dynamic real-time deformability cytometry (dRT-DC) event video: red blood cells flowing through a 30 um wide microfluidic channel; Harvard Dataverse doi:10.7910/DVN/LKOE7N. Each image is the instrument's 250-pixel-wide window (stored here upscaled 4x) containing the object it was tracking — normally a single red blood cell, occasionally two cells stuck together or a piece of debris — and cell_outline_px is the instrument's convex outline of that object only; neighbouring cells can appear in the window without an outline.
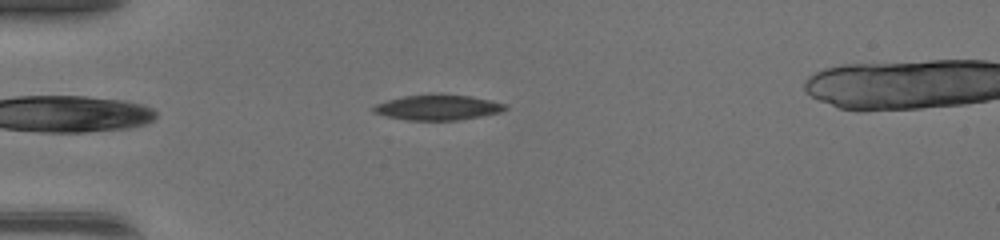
{"species": "common noctule bat (a hibernating species)", "species_latin": "Nyctalus noctula", "temperature_condition": "warm", "stored_images_in_passage": 32, "camera_frame_rate_fps": 3000, "um_per_image_px": 0.085, "animal": {"sex": "female", "body_mass_g": 17.0, "forearm_length_mm": 48.0}, "frame": {"image": 1, "passage_image": 2, "time_ms": 0.333, "image_size_px": [1000, 240], "cell_outline_px": [[508, 108], [500, 112], [480, 116], [456, 120], [404, 120], [372, 112], [372, 108], [376, 104], [388, 100], [404, 96], [432, 92], [440, 92], [472, 96], [504, 104]], "centroid_in_image_um": [37.18, 9.1], "position_along_channel_um": 47.8, "area_um2": 19.71}}
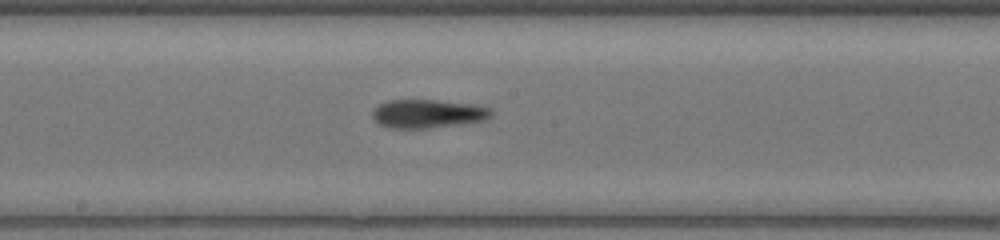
{"frame": {"image": 2, "passage_image": 15, "time_ms": 4.667, "image_size_px": [1000, 240], "cell_outline_px": [[492, 116], [484, 120], [464, 124], [428, 128], [388, 128], [380, 124], [372, 116], [372, 112], [380, 104], [388, 100], [436, 100], [476, 104], [492, 108]], "centroid_in_image_um": [36.42, 9.66], "position_along_channel_um": 211.8, "area_um2": 19.88}}
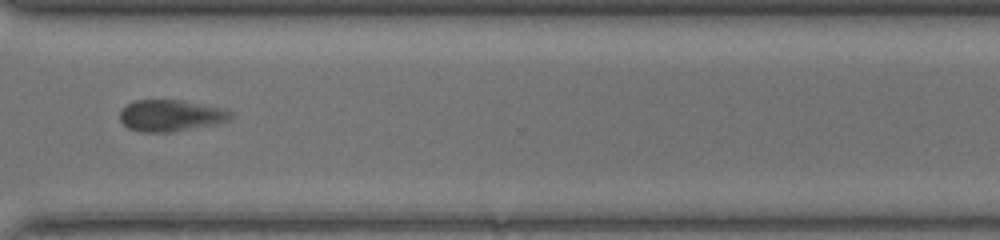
{"frame": {"image": 3, "passage_image": 25, "time_ms": 8.0, "image_size_px": [1000, 240], "cell_outline_px": [[232, 116], [228, 120], [220, 124], [172, 132], [140, 132], [128, 128], [120, 120], [120, 108], [136, 100], [184, 100], [224, 108], [232, 112]], "centroid_in_image_um": [14.53, 9.83], "position_along_channel_um": 356.1, "area_um2": 20.69}, "authors_computed_cell_mechanics": {"area_um2": 20.2878, "velocity_mm_per_s": 4.3329, "shape_relaxation_time_tau1_ms": null, "shape_relaxation_time_tau2_ms": 1.6202, "deformation_change_tau1": null, "deformation_change_tau2": 0.087}}